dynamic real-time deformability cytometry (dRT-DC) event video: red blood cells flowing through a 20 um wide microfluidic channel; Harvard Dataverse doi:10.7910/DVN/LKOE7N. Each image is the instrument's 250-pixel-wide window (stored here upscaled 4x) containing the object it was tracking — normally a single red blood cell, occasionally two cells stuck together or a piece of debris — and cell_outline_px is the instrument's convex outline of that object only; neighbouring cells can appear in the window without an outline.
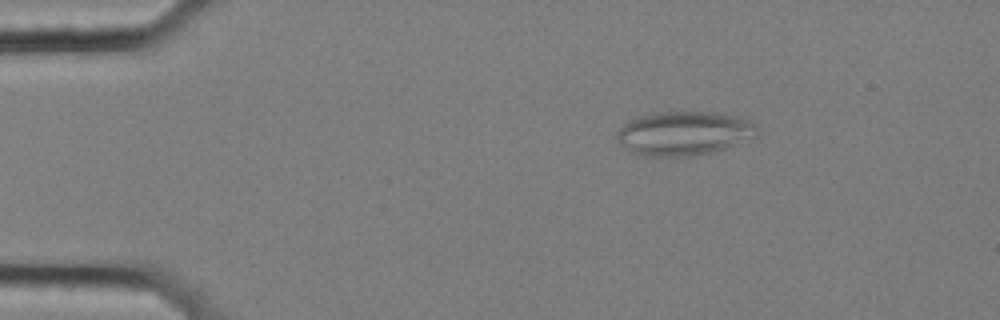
{"species": "common noctule bat (a hibernating species)", "species_latin": "Nyctalus noctula", "temperature_condition": "cold", "stored_images_in_passage": 58, "camera_frame_rate_fps": 3000, "um_per_image_px": 0.085, "animal": {"sex": "female", "body_mass_g": 25.1}, "frame": {"image": 1, "passage_image": 10, "time_ms": 3.0, "image_size_px": [1000, 320], "cell_outline_px": [[760, 128], [756, 136], [724, 148], [712, 152], [688, 156], [648, 156], [632, 152], [616, 140], [616, 132], [624, 124], [632, 120], [644, 116], [660, 112], [716, 112], [736, 116], [752, 120]], "centroid_in_image_um": [58.18, 11.32], "position_along_channel_um": 26.8, "area_um2": 35.66}}
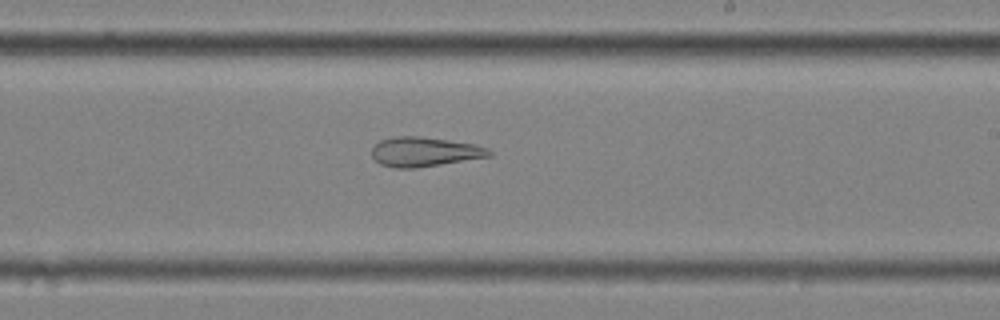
{"frame": {"image": 2, "passage_image": 35, "time_ms": 11.333, "image_size_px": [1000, 320], "cell_outline_px": [[492, 156], [416, 168], [396, 168], [380, 164], [372, 156], [372, 148], [380, 140], [392, 136], [416, 136], [448, 140], [476, 144], [488, 148], [492, 152]], "centroid_in_image_um": [36.09, 12.9], "position_along_channel_um": 252.9, "area_um2": 20.17}}
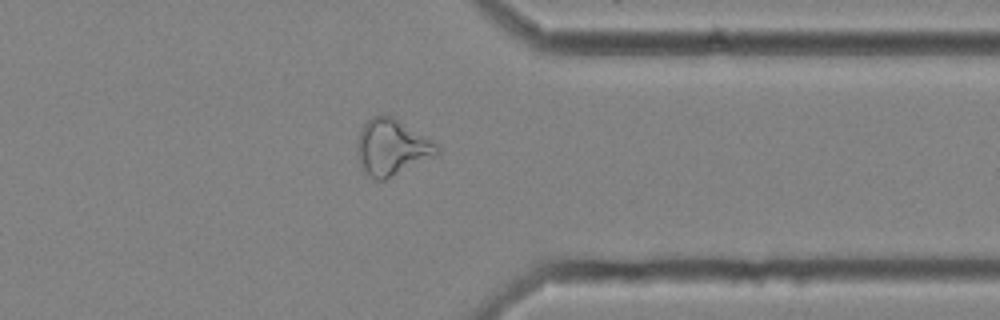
{"frame": {"image": 3, "passage_image": 46, "time_ms": 15.0, "image_size_px": [1000, 320], "cell_outline_px": [[440, 152], [384, 180], [376, 180], [364, 172], [360, 164], [356, 148], [356, 140], [364, 124], [372, 116], [392, 116], [428, 136], [440, 148]], "centroid_in_image_um": [33.28, 12.5], "position_along_channel_um": 378.1, "area_um2": 25.78}, "authors_computed_cell_mechanics": {"area_um2": 26.9348, "velocity_mm_per_s": 3.5296, "shape_relaxation_time_tau1_ms": null, "shape_relaxation_time_tau2_ms": 4.8703, "deformation_change_tau1": null, "deformation_change_tau2": 0.1582}}